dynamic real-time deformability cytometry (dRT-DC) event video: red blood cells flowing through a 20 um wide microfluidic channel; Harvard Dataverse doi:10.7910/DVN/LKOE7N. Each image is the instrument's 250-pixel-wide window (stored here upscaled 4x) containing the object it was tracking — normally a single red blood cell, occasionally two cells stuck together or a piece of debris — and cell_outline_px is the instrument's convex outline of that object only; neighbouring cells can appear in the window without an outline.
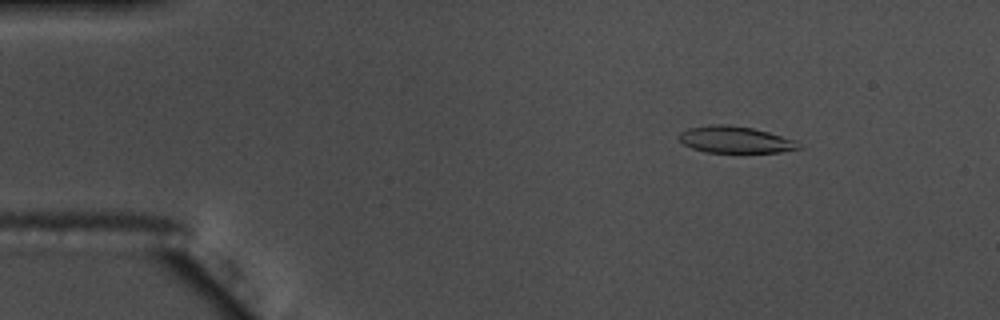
{"species": "common noctule bat (a hibernating species)", "species_latin": "Nyctalus noctula", "temperature_condition": "warm", "stored_images_in_passage": 56, "camera_frame_rate_fps": 3000, "um_per_image_px": 0.085, "animal": {"sex": "male", "body_mass_g": 17.5, "forearm_length_mm": 52.3}, "frame": {"image": 1, "passage_image": 8, "time_ms": 2.333, "image_size_px": [1000, 320], "cell_outline_px": [[804, 148], [780, 152], [704, 152], [692, 148], [684, 144], [676, 136], [680, 132], [688, 128], [708, 124], [728, 124], [752, 128], [768, 132], [796, 140]], "centroid_in_image_um": [62.48, 11.86], "position_along_channel_um": 22.5, "area_um2": 18.79}}
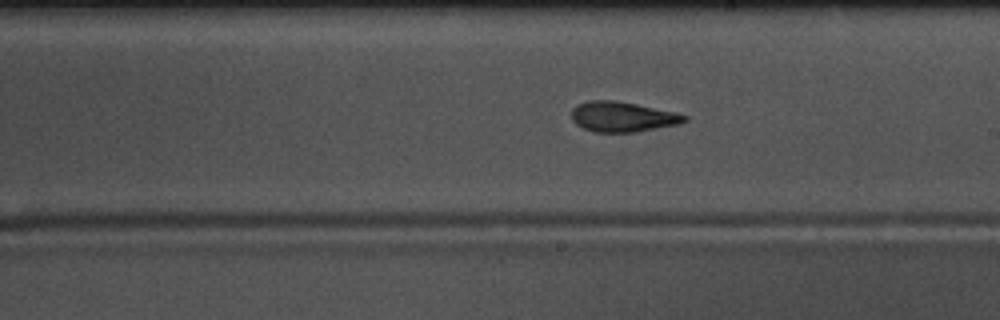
{"frame": {"image": 2, "passage_image": 32, "time_ms": 10.333, "image_size_px": [1000, 320], "cell_outline_px": [[688, 120], [676, 124], [632, 132], [592, 132], [576, 124], [572, 120], [572, 108], [576, 104], [588, 100], [616, 100], [676, 112], [688, 116]], "centroid_in_image_um": [52.87, 9.91], "position_along_channel_um": 236.1, "area_um2": 19.77}}
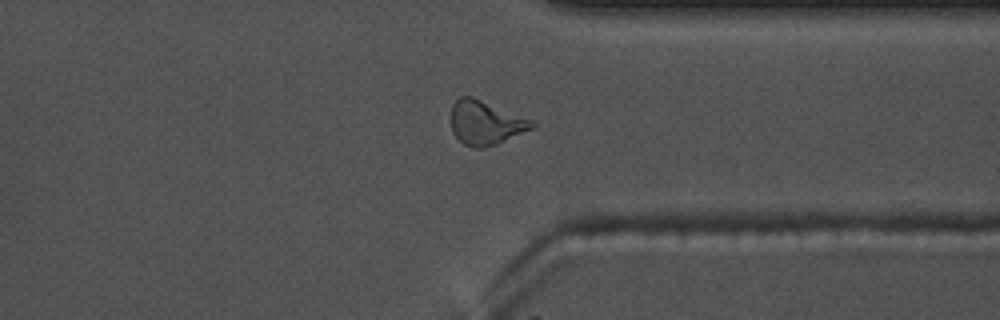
{"frame": {"image": 3, "passage_image": 43, "time_ms": 14.0, "image_size_px": [1000, 320], "cell_outline_px": [[536, 128], [496, 144], [484, 148], [472, 148], [464, 144], [452, 132], [452, 104], [460, 96], [472, 96], [532, 120], [536, 124]], "centroid_in_image_um": [41.29, 10.44], "position_along_channel_um": 370.1, "area_um2": 20.75}, "authors_computed_cell_mechanics": {"area_um2": 19.4497, "velocity_mm_per_s": 3.6898, "shape_relaxation_time_tau1_ms": 5.571, "shape_relaxation_time_tau2_ms": 3.1268, "deformation_change_tau1": 0.192, "deformation_change_tau2": 0.1149}}